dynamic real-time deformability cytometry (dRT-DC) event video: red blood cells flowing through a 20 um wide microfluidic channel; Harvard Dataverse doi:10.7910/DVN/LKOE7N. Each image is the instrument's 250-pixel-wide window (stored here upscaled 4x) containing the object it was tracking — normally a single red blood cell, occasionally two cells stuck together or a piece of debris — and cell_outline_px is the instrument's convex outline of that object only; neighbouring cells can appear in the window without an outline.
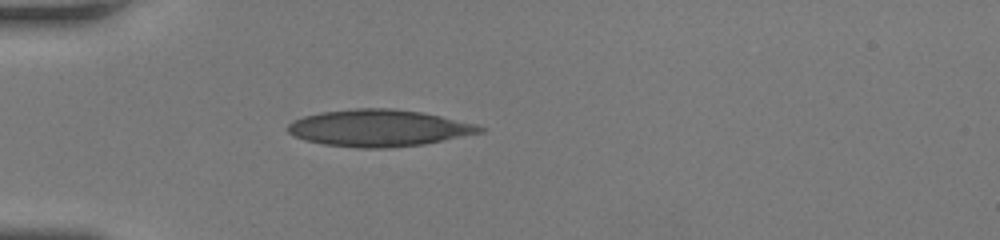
{"species": "human", "species_latin": "Homo sapiens", "temperature_condition": "room temperature", "stored_images_in_passage": 35, "camera_frame_rate_fps": 3000, "um_per_image_px": 0.085, "donor": {"sex": "female"}, "frame": {"image": 1, "passage_image": 1, "time_ms": 0.0, "image_size_px": [1000, 240], "cell_outline_px": [[484, 132], [424, 144], [388, 148], [356, 148], [324, 144], [304, 140], [292, 136], [288, 132], [288, 124], [292, 120], [304, 116], [320, 112], [356, 108], [392, 108], [420, 112], [440, 116], [472, 124], [484, 128]], "centroid_in_image_um": [32.13, 10.89], "position_along_channel_um": 52.9, "area_um2": 41.1}}
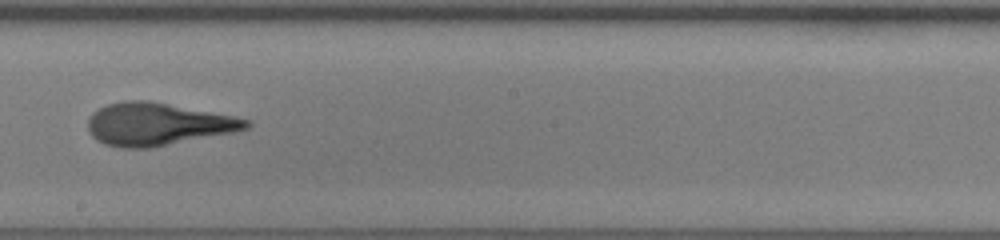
{"frame": {"image": 2, "passage_image": 15, "time_ms": 4.667, "image_size_px": [1000, 240], "cell_outline_px": [[252, 124], [248, 128], [236, 132], [148, 148], [120, 148], [104, 144], [96, 140], [88, 132], [88, 116], [92, 112], [108, 104], [128, 100], [148, 100], [232, 116], [252, 120]], "centroid_in_image_um": [13.38, 10.56], "position_along_channel_um": 234.8, "area_um2": 39.25}}
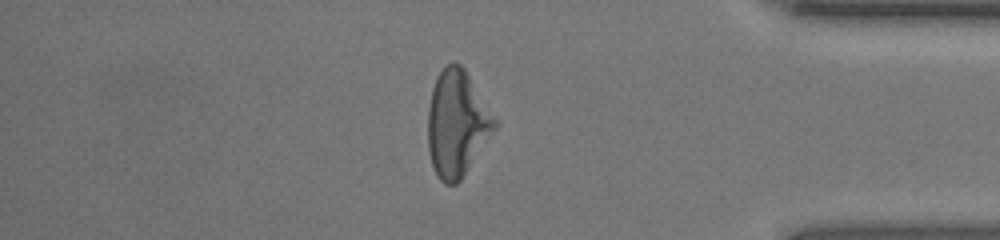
{"frame": {"image": 3, "passage_image": 28, "time_ms": 9.0, "image_size_px": [1000, 240], "cell_outline_px": [[496, 128], [460, 180], [456, 184], [444, 184], [436, 176], [428, 152], [428, 108], [432, 88], [436, 76], [444, 64], [452, 60], [456, 60], [464, 68], [496, 120]], "centroid_in_image_um": [38.8, 10.47], "position_along_channel_um": 396.4, "area_um2": 41.15}, "authors_computed_cell_mechanics": {"area_um2": 39.6508, "velocity_mm_per_s": 4.2737, "shape_relaxation_time_tau1_ms": 6.1725, "shape_relaxation_time_tau2_ms": 1.5326, "deformation_change_tau1": 0.2423, "deformation_change_tau2": 0.1027}}